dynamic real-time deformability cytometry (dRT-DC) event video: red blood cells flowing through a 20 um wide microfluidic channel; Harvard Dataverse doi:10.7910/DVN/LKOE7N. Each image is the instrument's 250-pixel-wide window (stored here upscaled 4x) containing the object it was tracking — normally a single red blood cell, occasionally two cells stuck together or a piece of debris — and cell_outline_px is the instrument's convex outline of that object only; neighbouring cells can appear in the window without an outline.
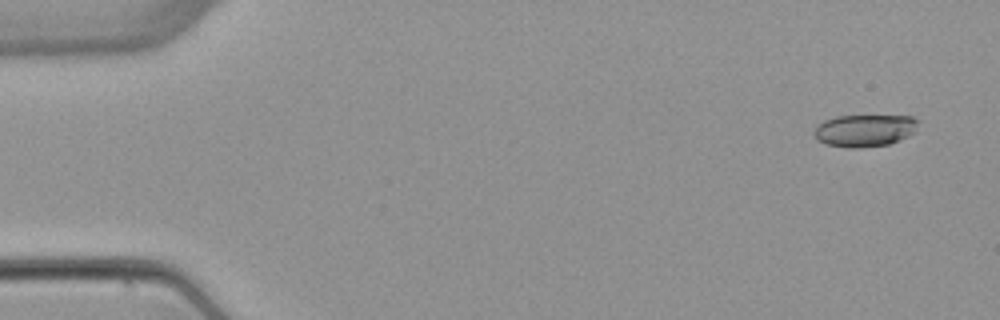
{"species": "common noctule bat (a hibernating species)", "species_latin": "Nyctalus noctula", "temperature_condition": "warm", "stored_images_in_passage": 6, "camera_frame_rate_fps": 3000, "um_per_image_px": 0.085, "animal": {"sex": "female", "body_mass_g": 22.7, "forearm_length_mm": 54.2}, "frame": {"image": 1, "passage_image": 1, "time_ms": 0.0, "image_size_px": [1000, 320], "cell_outline_px": [[920, 120], [916, 132], [900, 140], [888, 144], [860, 148], [848, 148], [824, 144], [816, 140], [812, 132], [816, 124], [824, 120], [836, 116], [912, 116]], "centroid_in_image_um": [73.47, 11.09], "position_along_channel_um": 11.5, "area_um2": 20.0}}
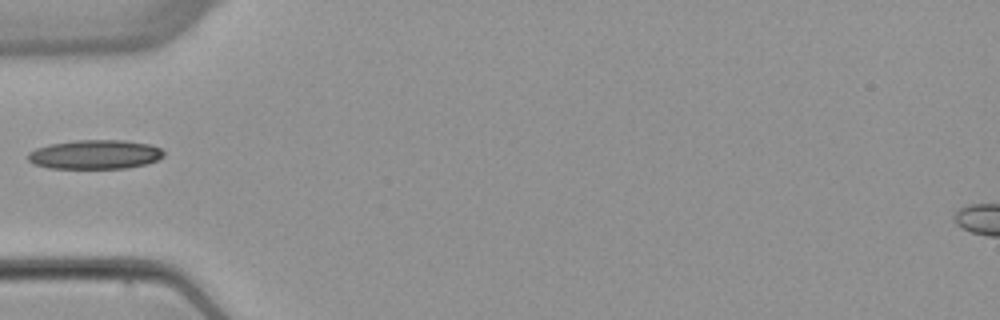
{"frame": {"image": 2, "passage_image": 5, "time_ms": 5.0, "image_size_px": [1000, 320], "cell_outline_px": [[164, 156], [148, 164], [128, 168], [48, 168], [32, 164], [28, 160], [28, 152], [36, 148], [52, 144], [76, 140], [124, 140], [148, 144], [160, 148], [164, 152]], "centroid_in_image_um": [8.07, 13.14], "position_along_channel_um": 76.9, "area_um2": 23.12}}
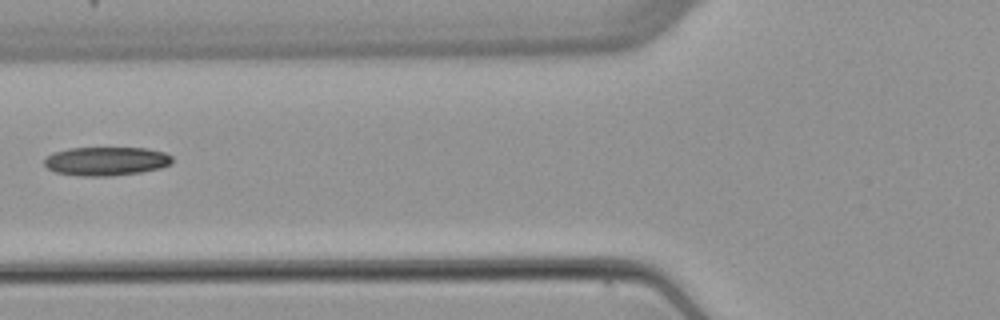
{"frame": {"image": 3, "passage_image": 6, "time_ms": 6.0, "image_size_px": [1000, 320], "cell_outline_px": [[172, 164], [160, 168], [140, 172], [108, 176], [80, 176], [56, 172], [48, 168], [44, 164], [44, 160], [52, 152], [68, 148], [148, 148], [164, 152], [172, 156]], "centroid_in_image_um": [9.03, 13.69], "position_along_channel_um": 116.8, "area_um2": 21.44}}